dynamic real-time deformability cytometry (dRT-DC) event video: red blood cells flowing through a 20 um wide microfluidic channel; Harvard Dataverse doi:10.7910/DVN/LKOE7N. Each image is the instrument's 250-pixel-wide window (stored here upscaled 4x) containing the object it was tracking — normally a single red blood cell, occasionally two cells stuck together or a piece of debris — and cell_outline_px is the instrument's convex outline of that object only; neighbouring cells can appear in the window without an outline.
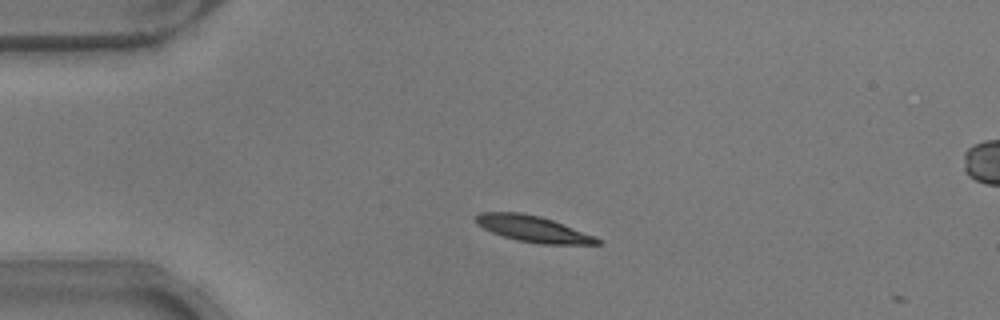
{"species": "common noctule bat (a hibernating species)", "species_latin": "Nyctalus noctula", "temperature_condition": "warm", "stored_images_in_passage": 2, "camera_frame_rate_fps": 3000, "um_per_image_px": 0.085, "animal": {"sex": "male", "body_mass_g": 17.9}, "frame": {"image": 1, "passage_image": 1, "time_ms": 0.0, "image_size_px": [1000, 320], "cell_outline_px": [[600, 244], [540, 244], [516, 240], [492, 232], [476, 224], [472, 220], [472, 216], [480, 212], [520, 212], [540, 216], [552, 220], [596, 236], [600, 240]], "centroid_in_image_um": [45.25, 19.44], "position_along_channel_um": 39.8, "area_um2": 18.61}}